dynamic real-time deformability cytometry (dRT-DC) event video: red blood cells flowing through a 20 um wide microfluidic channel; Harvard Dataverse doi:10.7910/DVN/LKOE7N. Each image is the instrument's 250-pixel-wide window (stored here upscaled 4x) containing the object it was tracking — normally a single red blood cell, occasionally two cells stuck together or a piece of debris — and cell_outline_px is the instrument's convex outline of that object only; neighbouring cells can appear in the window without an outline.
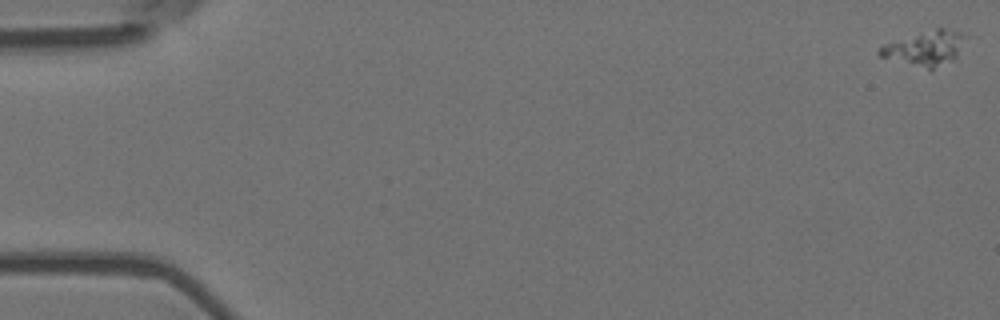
{"species": "Egyptian fruit bat (a non-hibernating species)", "species_latin": "Rousettus aegyptiacus", "temperature_condition": "room temperature", "stored_images_in_passage": 57, "camera_frame_rate_fps": 3000, "um_per_image_px": 0.085, "animal": {"sex": "female"}, "frame": {"image": 1, "passage_image": 1, "time_ms": 0.0, "image_size_px": [1000, 320], "cell_outline_px": [[968, 36], [956, 60], [932, 72], [880, 56], [876, 52], [884, 44], [936, 28], [944, 28], [960, 32]], "centroid_in_image_um": [78.72, 4.16], "position_along_channel_um": 6.3, "area_um2": 17.86}}
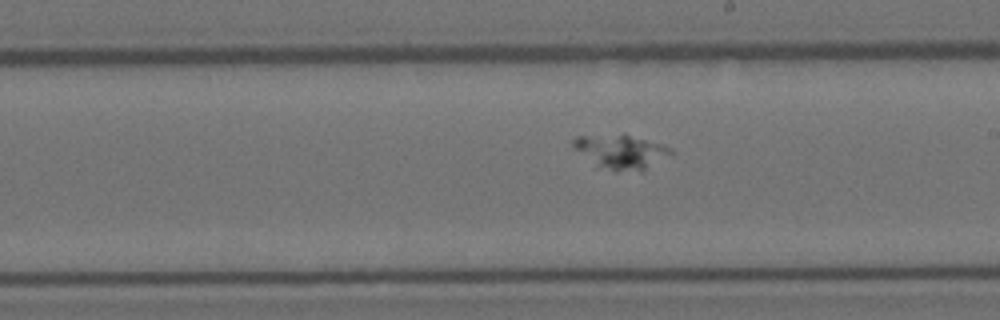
{"frame": {"image": 2, "passage_image": 33, "time_ms": 10.667, "image_size_px": [1000, 320], "cell_outline_px": [[672, 152], [644, 172], [616, 172], [596, 164], [576, 148], [572, 144], [572, 140], [576, 136], [624, 132], [672, 148]], "centroid_in_image_um": [52.81, 12.87], "position_along_channel_um": 236.2, "area_um2": 19.59}}
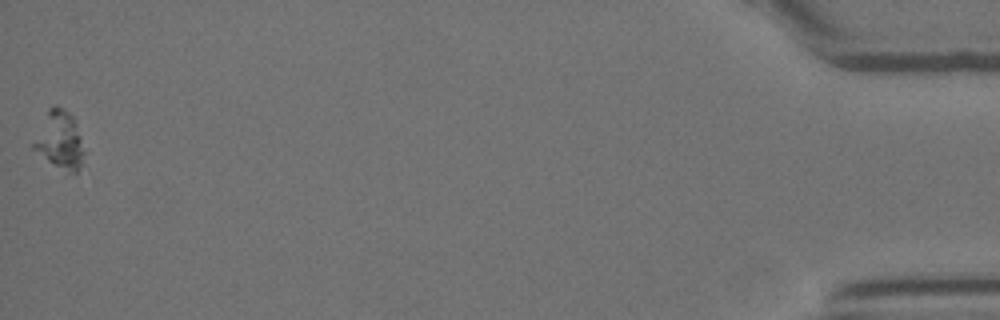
{"frame": {"image": 3, "passage_image": 57, "time_ms": 18.667, "image_size_px": [1000, 320], "cell_outline_px": [[84, 152], [80, 164], [76, 172], [68, 172], [48, 160], [32, 148], [32, 144], [48, 108], [56, 104], [68, 112], [72, 116], [76, 124], [80, 136]], "centroid_in_image_um": [5.06, 11.87], "position_along_channel_um": 430.1, "area_um2": 16.42}}